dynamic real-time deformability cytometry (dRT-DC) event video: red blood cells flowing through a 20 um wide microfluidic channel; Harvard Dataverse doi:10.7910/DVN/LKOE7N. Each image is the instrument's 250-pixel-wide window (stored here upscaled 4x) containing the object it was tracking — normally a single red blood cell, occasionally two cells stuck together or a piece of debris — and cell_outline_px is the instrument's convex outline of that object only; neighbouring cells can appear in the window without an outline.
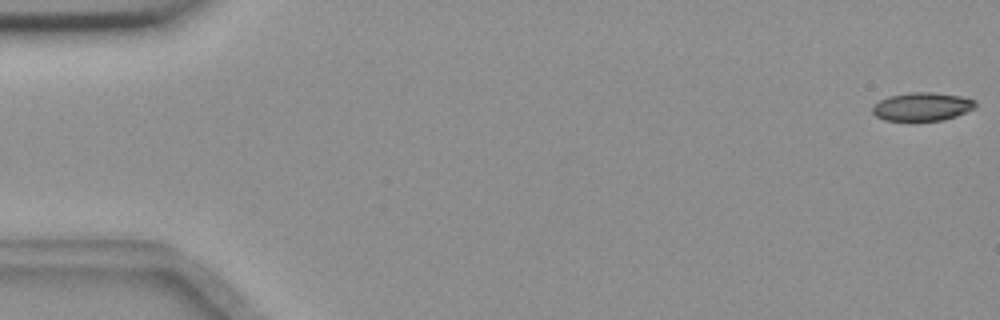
{"species": "common noctule bat (a hibernating species)", "species_latin": "Nyctalus noctula", "temperature_condition": "room temperature", "stored_images_in_passage": 56, "camera_frame_rate_fps": 3000, "um_per_image_px": 0.085, "animal": {"sex": "female", "body_mass_g": 18.4}, "frame": {"image": 1, "passage_image": 1, "time_ms": 0.0, "image_size_px": [1000, 320], "cell_outline_px": [[976, 108], [956, 116], [944, 120], [884, 120], [876, 116], [872, 112], [872, 108], [880, 100], [888, 96], [908, 92], [932, 92], [960, 96], [976, 100]], "centroid_in_image_um": [78.4, 9.05], "position_along_channel_um": 6.6, "area_um2": 16.99}}
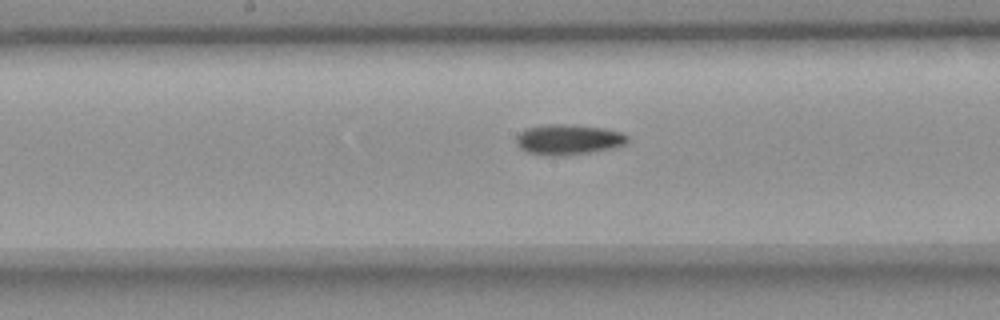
{"frame": {"image": 2, "passage_image": 29, "time_ms": 9.333, "image_size_px": [1000, 320], "cell_outline_px": [[628, 144], [612, 148], [588, 152], [560, 156], [552, 156], [528, 152], [520, 148], [516, 144], [516, 136], [524, 128], [544, 124], [564, 124], [604, 128], [620, 132], [628, 136]], "centroid_in_image_um": [48.29, 11.85], "position_along_channel_um": 199.9, "area_um2": 19.71}}
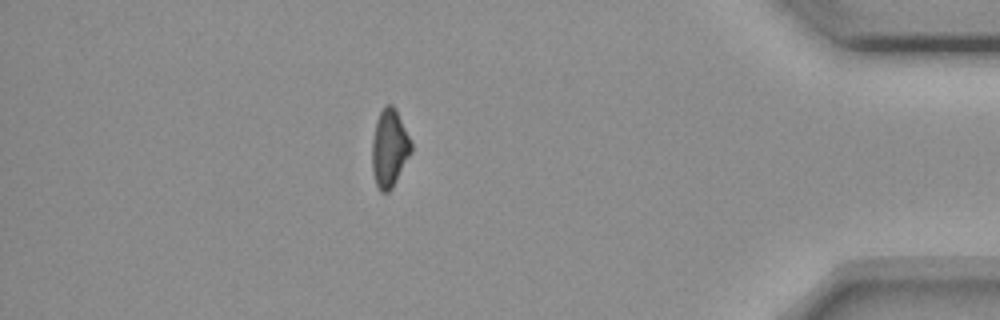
{"frame": {"image": 3, "passage_image": 49, "time_ms": 16.0, "image_size_px": [1000, 320], "cell_outline_px": [[412, 152], [392, 188], [388, 192], [380, 192], [376, 184], [372, 172], [372, 140], [376, 120], [384, 104], [392, 104], [396, 108], [412, 144]], "centroid_in_image_um": [33.09, 12.59], "position_along_channel_um": 402.1, "area_um2": 17.86}, "authors_computed_cell_mechanics": {"area_um2": 18.4093, "velocity_mm_per_s": 3.6696, "shape_relaxation_time_tau1_ms": 9.1788, "shape_relaxation_time_tau2_ms": null, "deformation_change_tau1": 0.192, "deformation_change_tau2": null}}